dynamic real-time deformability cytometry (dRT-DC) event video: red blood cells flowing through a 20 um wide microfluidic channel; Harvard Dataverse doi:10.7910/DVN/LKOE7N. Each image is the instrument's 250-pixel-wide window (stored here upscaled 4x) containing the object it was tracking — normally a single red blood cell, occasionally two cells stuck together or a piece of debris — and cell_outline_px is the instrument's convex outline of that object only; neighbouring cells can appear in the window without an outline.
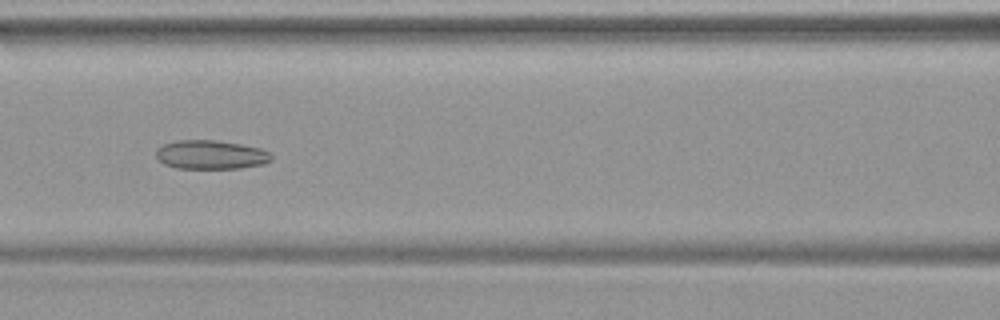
{"species": "common noctule bat (a hibernating species)", "species_latin": "Nyctalus noctula", "temperature_condition": "warm", "stored_images_in_passage": 41, "camera_frame_rate_fps": 3000, "um_per_image_px": 0.085, "animal": {"sex": "female", "body_mass_g": 19.9}, "frame": {"image": 1, "passage_image": 14, "time_ms": 4.333, "image_size_px": [1000, 320], "cell_outline_px": [[272, 160], [264, 164], [240, 168], [176, 168], [164, 164], [156, 156], [156, 148], [164, 144], [176, 140], [216, 140], [240, 144], [260, 148], [268, 152], [272, 156]], "centroid_in_image_um": [17.91, 13.15], "position_along_channel_um": 148.7, "area_um2": 19.42}}
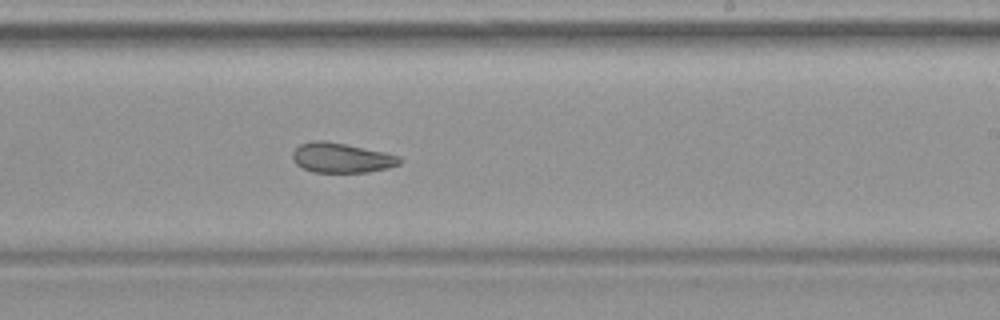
{"frame": {"image": 2, "passage_image": 22, "time_ms": 7.0, "image_size_px": [1000, 320], "cell_outline_px": [[400, 164], [388, 168], [368, 172], [312, 172], [296, 164], [292, 160], [292, 152], [300, 144], [312, 140], [324, 140], [384, 152], [400, 156]], "centroid_in_image_um": [28.99, 13.41], "position_along_channel_um": 260.0, "area_um2": 18.55}}
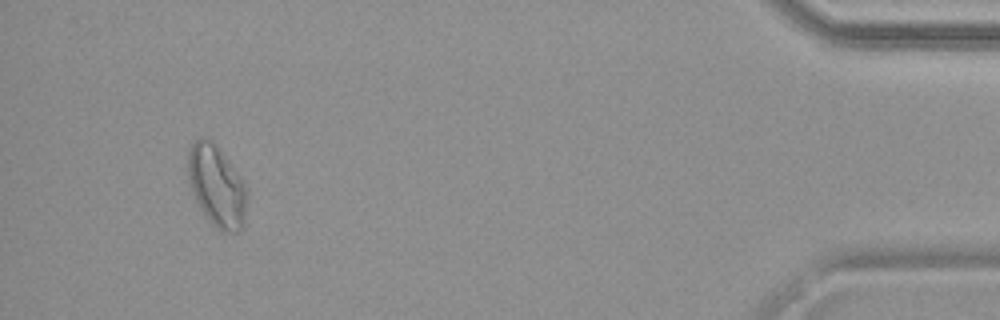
{"frame": {"image": 3, "passage_image": 38, "time_ms": 12.333, "image_size_px": [1000, 320], "cell_outline_px": [[248, 192], [244, 224], [240, 232], [228, 232], [216, 228], [208, 220], [200, 208], [192, 192], [188, 176], [188, 148], [192, 140], [200, 136], [208, 136], [212, 140], [228, 160], [244, 184]], "centroid_in_image_um": [18.4, 15.79], "position_along_channel_um": 416.8, "area_um2": 28.21}}